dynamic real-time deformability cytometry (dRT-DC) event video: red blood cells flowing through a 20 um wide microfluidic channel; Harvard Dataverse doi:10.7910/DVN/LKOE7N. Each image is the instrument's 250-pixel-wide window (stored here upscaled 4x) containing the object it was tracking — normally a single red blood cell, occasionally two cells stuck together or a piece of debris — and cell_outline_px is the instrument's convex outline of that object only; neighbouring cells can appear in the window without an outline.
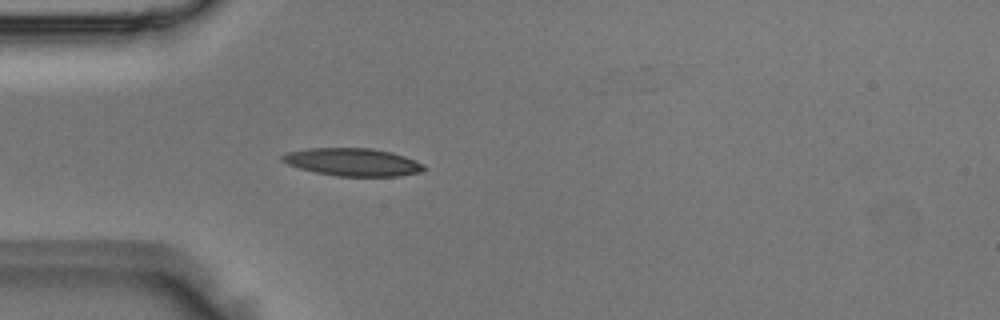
{"species": "Egyptian fruit bat (a non-hibernating species)", "species_latin": "Rousettus aegyptiacus", "temperature_condition": "room temperature", "stored_images_in_passage": 2, "camera_frame_rate_fps": 3000, "um_per_image_px": 0.085, "animal": {"sex": "male"}, "frame": {"image": 1, "passage_image": 1, "time_ms": 0.0, "image_size_px": [1000, 320], "cell_outline_px": [[424, 168], [420, 172], [400, 176], [336, 176], [316, 172], [300, 168], [288, 164], [280, 160], [280, 156], [288, 152], [308, 148], [372, 148], [392, 152], [404, 156], [424, 164]], "centroid_in_image_um": [29.97, 13.77], "position_along_channel_um": 55.0, "area_um2": 22.83}}